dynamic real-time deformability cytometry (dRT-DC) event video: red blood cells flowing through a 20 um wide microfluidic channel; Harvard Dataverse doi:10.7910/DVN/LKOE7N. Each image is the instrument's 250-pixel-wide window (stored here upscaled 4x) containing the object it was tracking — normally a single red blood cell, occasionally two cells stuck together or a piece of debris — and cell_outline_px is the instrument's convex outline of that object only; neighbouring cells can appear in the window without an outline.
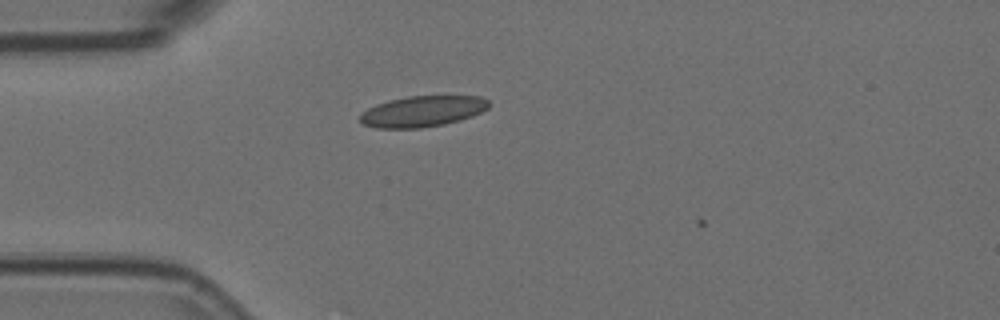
{"species": "Egyptian fruit bat (a non-hibernating species)", "species_latin": "Rousettus aegyptiacus", "temperature_condition": "room temperature", "stored_images_in_passage": 9, "camera_frame_rate_fps": 3000, "um_per_image_px": 0.085, "animal": {"sex": "female"}, "frame": {"image": 1, "passage_image": 7, "time_ms": 2.0, "image_size_px": [1000, 320], "cell_outline_px": [[488, 108], [472, 116], [460, 120], [444, 124], [420, 128], [376, 128], [364, 124], [360, 120], [360, 116], [368, 108], [376, 104], [388, 100], [408, 96], [480, 96], [488, 100]], "centroid_in_image_um": [35.91, 9.46], "position_along_channel_um": 49.1, "area_um2": 23.06}}